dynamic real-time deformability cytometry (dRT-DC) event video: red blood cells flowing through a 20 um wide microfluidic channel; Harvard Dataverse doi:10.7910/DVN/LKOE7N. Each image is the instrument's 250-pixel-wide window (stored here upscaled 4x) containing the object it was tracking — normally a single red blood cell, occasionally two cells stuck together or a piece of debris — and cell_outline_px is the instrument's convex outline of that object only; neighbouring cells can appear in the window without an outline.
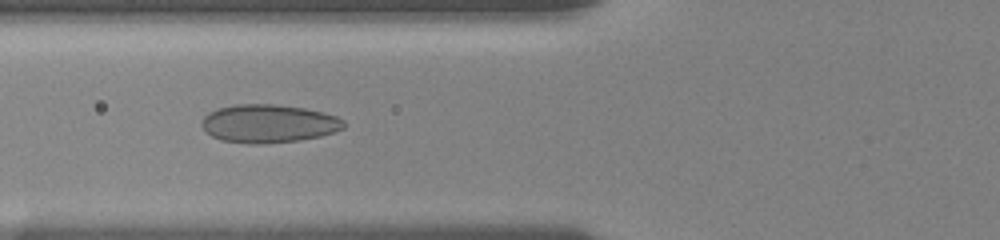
{"species": "human", "species_latin": "Homo sapiens", "temperature_condition": "room temperature", "stored_images_in_passage": 48, "camera_frame_rate_fps": 3000, "um_per_image_px": 0.085, "donor": {"sex": "female"}, "frame": {"image": 1, "passage_image": 19, "time_ms": 7.0, "image_size_px": [1000, 240], "cell_outline_px": [[344, 128], [320, 136], [300, 140], [260, 144], [248, 144], [220, 140], [212, 136], [200, 124], [204, 116], [208, 112], [216, 108], [236, 104], [276, 104], [304, 108], [324, 112], [336, 116], [344, 120]], "centroid_in_image_um": [22.81, 10.5], "position_along_channel_um": 103.0, "area_um2": 31.79}}
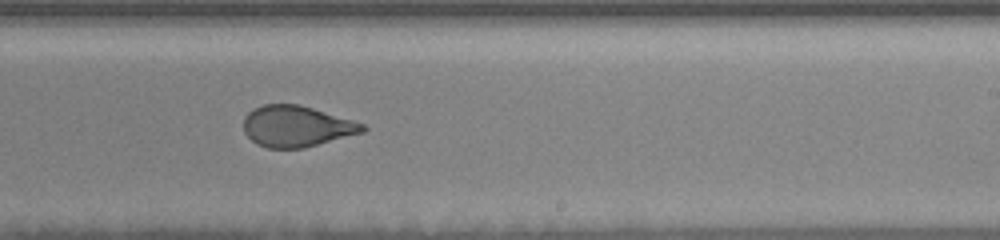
{"frame": {"image": 2, "passage_image": 30, "time_ms": 11.333, "image_size_px": [1000, 240], "cell_outline_px": [[368, 128], [364, 132], [304, 148], [268, 148], [256, 144], [244, 132], [244, 116], [248, 112], [264, 104], [300, 104], [352, 120], [364, 124]], "centroid_in_image_um": [25.2, 10.74], "position_along_channel_um": 263.8, "area_um2": 28.44}}
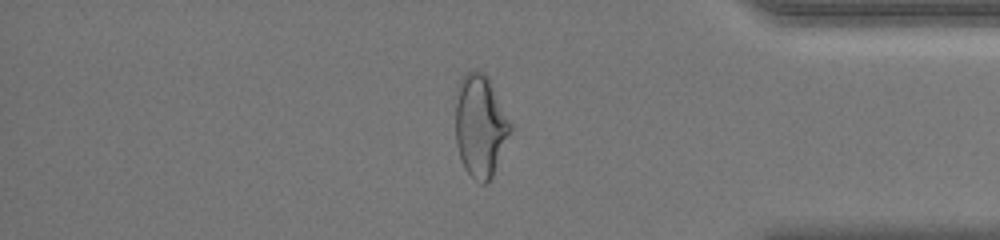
{"frame": {"image": 3, "passage_image": 41, "time_ms": 15.333, "image_size_px": [1000, 240], "cell_outline_px": [[512, 128], [492, 176], [484, 184], [480, 184], [464, 168], [456, 144], [456, 88], [464, 72], [480, 72], [488, 76], [512, 124]], "centroid_in_image_um": [40.81, 10.67], "position_along_channel_um": 394.4, "area_um2": 32.48}, "authors_computed_cell_mechanics": {"area_um2": 32.2235, "velocity_mm_per_s": 3.708, "shape_relaxation_time_tau1_ms": null, "shape_relaxation_time_tau2_ms": 1.0524, "deformation_change_tau1": null, "deformation_change_tau2": 0.0761}}